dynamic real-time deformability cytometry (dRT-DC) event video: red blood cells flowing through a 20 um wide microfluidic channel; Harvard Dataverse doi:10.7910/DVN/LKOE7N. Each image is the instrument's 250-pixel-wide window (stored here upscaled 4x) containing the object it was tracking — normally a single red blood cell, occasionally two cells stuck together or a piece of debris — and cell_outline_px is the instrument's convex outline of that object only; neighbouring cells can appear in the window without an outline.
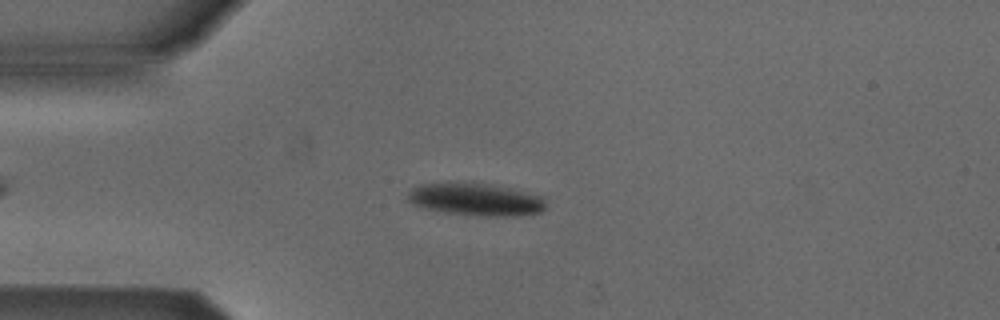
{"species": "Egyptian fruit bat (a non-hibernating species)", "species_latin": "Rousettus aegyptiacus", "temperature_condition": "cold", "stored_images_in_passage": 51, "camera_frame_rate_fps": 3000, "um_per_image_px": 0.085, "animal": {"sex": "male"}, "frame": {"image": 1, "passage_image": 11, "time_ms": 3.333, "image_size_px": [1000, 320], "cell_outline_px": [[544, 208], [540, 212], [516, 216], [480, 216], [444, 212], [424, 208], [412, 204], [404, 200], [408, 192], [412, 188], [420, 184], [472, 180], [508, 188], [540, 196], [544, 200]], "centroid_in_image_um": [40.33, 16.92], "position_along_channel_um": 44.7, "area_um2": 26.65}}
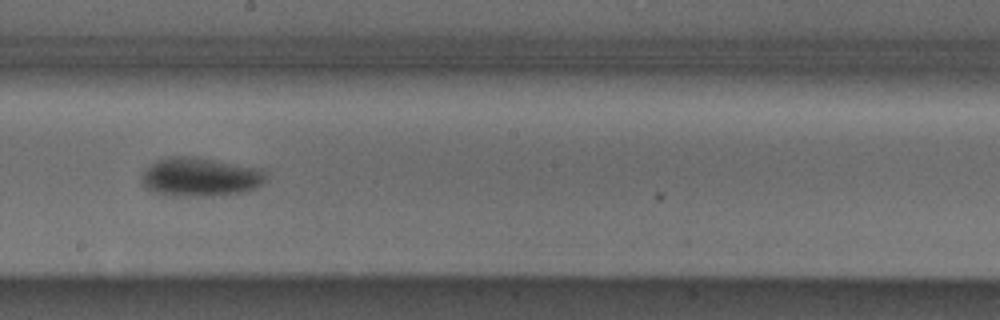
{"frame": {"image": 2, "passage_image": 27, "time_ms": 8.667, "image_size_px": [1000, 320], "cell_outline_px": [[268, 180], [264, 184], [248, 192], [212, 196], [172, 196], [152, 192], [140, 180], [144, 172], [156, 160], [168, 156], [196, 156], [260, 168], [268, 172]], "centroid_in_image_um": [17.1, 15.05], "position_along_channel_um": 231.1, "area_um2": 28.78}}
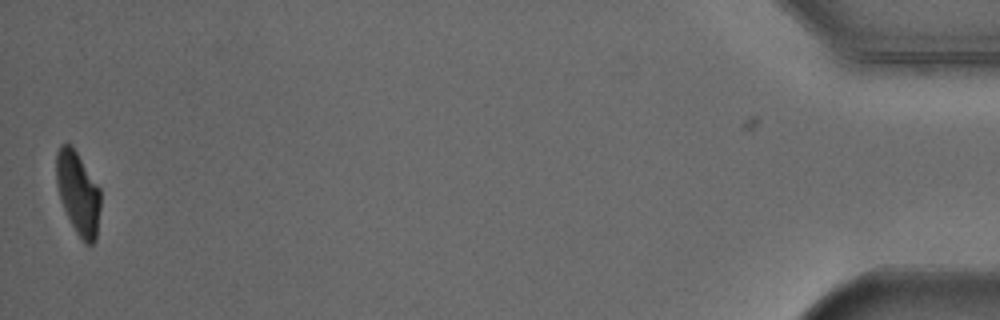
{"frame": {"image": 3, "passage_image": 50, "time_ms": 16.333, "image_size_px": [1000, 320], "cell_outline_px": [[100, 208], [96, 240], [92, 244], [84, 244], [76, 232], [60, 200], [56, 184], [56, 152], [60, 144], [72, 144], [100, 188]], "centroid_in_image_um": [6.63, 16.39], "position_along_channel_um": 428.6, "area_um2": 21.5}, "authors_computed_cell_mechanics": {"area_um2": 24.9696, "velocity_mm_per_s": 3.8593, "shape_relaxation_time_tau1_ms": 1.7681, "shape_relaxation_time_tau2_ms": null, "deformation_change_tau1": 0.1159, "deformation_change_tau2": null}}